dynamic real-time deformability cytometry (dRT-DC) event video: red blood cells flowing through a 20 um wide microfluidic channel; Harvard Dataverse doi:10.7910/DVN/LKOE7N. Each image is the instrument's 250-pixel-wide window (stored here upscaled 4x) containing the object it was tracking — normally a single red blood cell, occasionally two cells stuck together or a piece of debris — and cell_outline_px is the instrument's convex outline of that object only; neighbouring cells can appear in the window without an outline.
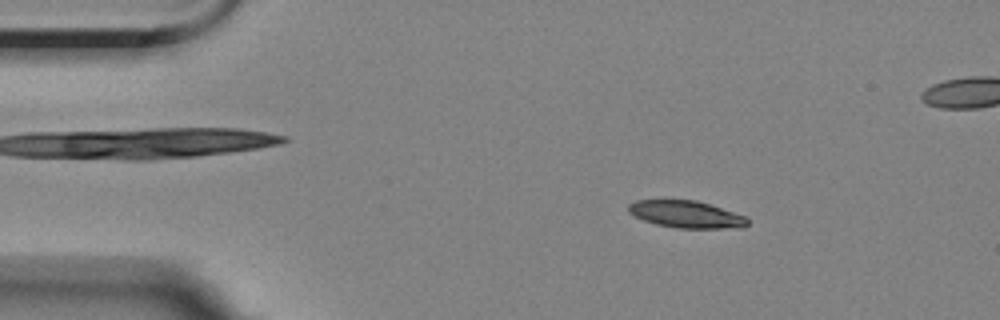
{"species": "Egyptian fruit bat (a non-hibernating species)", "species_latin": "Rousettus aegyptiacus", "temperature_condition": "room temperature", "stored_images_in_passage": 4, "camera_frame_rate_fps": 3000, "um_per_image_px": 0.085, "animal": {"sex": "female"}, "frame": {"image": 1, "passage_image": 2, "time_ms": 1.0, "image_size_px": [1000, 320], "cell_outline_px": [[748, 224], [744, 228], [676, 228], [656, 224], [644, 220], [628, 212], [628, 204], [636, 200], [696, 200], [748, 216]], "centroid_in_image_um": [58.37, 18.22], "position_along_channel_um": 26.6, "area_um2": 18.9}}